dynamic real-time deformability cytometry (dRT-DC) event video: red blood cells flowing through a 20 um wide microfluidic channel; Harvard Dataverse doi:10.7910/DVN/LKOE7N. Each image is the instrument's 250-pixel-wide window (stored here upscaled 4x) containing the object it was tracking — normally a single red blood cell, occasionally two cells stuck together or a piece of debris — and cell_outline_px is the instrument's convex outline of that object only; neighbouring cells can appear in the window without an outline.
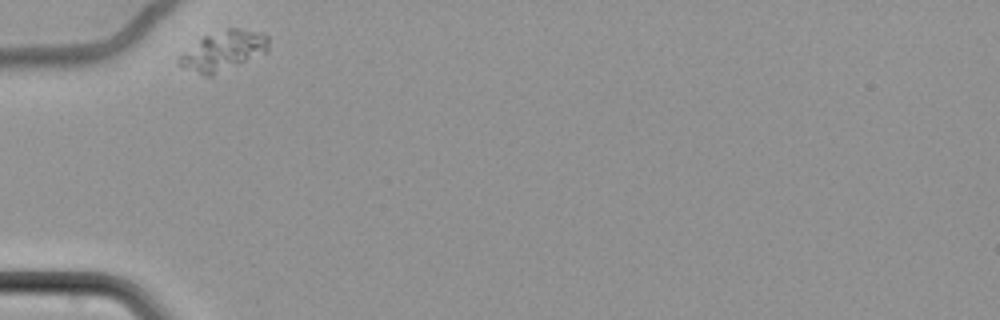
{"species": "common noctule bat (a hibernating species)", "species_latin": "Nyctalus noctula", "temperature_condition": "cold", "stored_images_in_passage": 35, "camera_frame_rate_fps": 3000, "um_per_image_px": 0.085, "animal": {"sex": "female", "body_mass_g": 22.7, "forearm_length_mm": 54.2}, "frame": {"image": 1, "passage_image": 1, "time_ms": 0.0, "image_size_px": [1000, 320], "cell_outline_px": [[268, 52], [212, 76], [204, 76], [184, 68], [176, 60], [180, 52], [204, 36], [228, 28], [236, 28], [268, 36]], "centroid_in_image_um": [18.93, 4.35], "position_along_channel_um": 66.1, "area_um2": 20.58}}
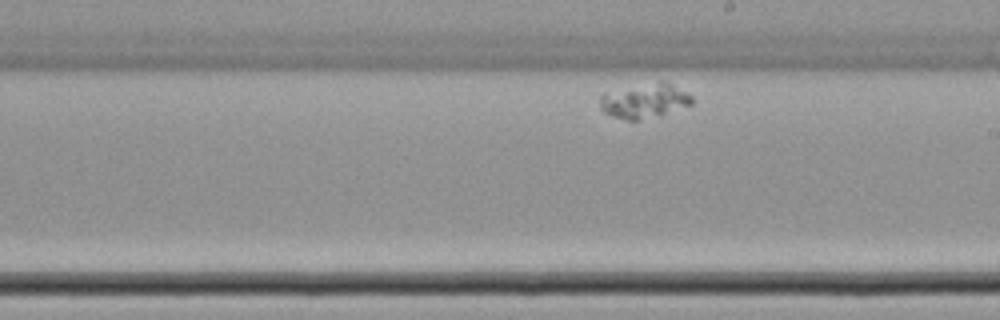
{"frame": {"image": 2, "passage_image": 20, "time_ms": 6.333, "image_size_px": [1000, 320], "cell_outline_px": [[692, 104], [636, 120], [628, 120], [612, 116], [604, 112], [600, 108], [600, 96], [604, 92], [660, 80], [664, 80], [692, 96]], "centroid_in_image_um": [54.72, 8.53], "position_along_channel_um": 234.3, "area_um2": 18.03}}
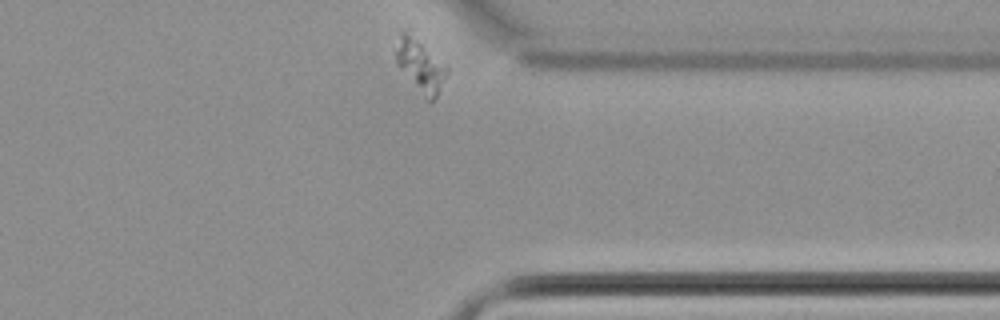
{"frame": {"image": 3, "passage_image": 35, "time_ms": 11.333, "image_size_px": [1000, 320], "cell_outline_px": [[448, 72], [436, 96], [432, 100], [428, 100], [396, 64], [392, 48], [400, 28], [408, 28], [448, 64]], "centroid_in_image_um": [35.67, 5.37], "position_along_channel_um": 375.7, "area_um2": 16.47}}